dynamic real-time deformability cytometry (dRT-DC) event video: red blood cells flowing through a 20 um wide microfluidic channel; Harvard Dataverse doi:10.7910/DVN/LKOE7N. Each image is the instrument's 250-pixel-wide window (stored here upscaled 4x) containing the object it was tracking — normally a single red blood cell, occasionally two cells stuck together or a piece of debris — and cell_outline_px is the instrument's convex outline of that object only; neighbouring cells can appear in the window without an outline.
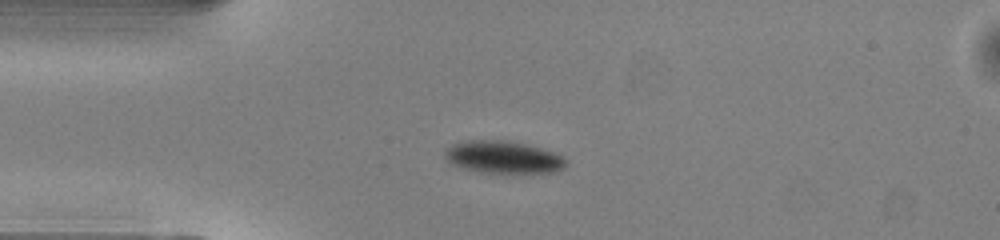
{"species": "common noctule bat (a hibernating species)", "species_latin": "Nyctalus noctula", "temperature_condition": "warm", "stored_images_in_passage": 39, "camera_frame_rate_fps": 3000, "um_per_image_px": 0.085, "animal": {"sex": "male", "body_mass_g": 13.0, "forearm_length_mm": 53.1}, "frame": {"image": 1, "passage_image": 1, "time_ms": 0.0, "image_size_px": [1000, 240], "cell_outline_px": [[568, 164], [564, 168], [556, 172], [476, 172], [464, 168], [448, 160], [444, 156], [444, 152], [452, 144], [468, 140], [512, 140], [540, 148], [552, 152], [568, 160]], "centroid_in_image_um": [42.8, 13.35], "position_along_channel_um": 42.2, "area_um2": 22.66}}
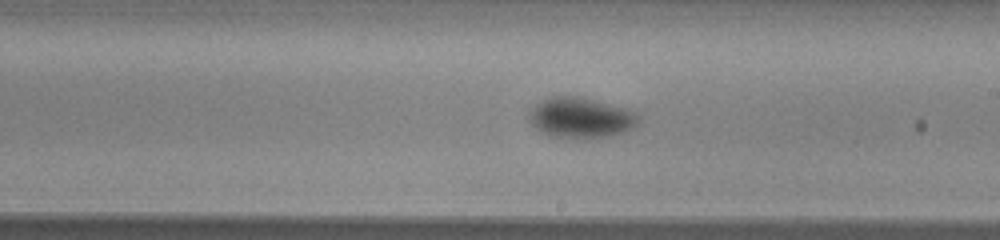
{"frame": {"image": 2, "passage_image": 17, "time_ms": 5.333, "image_size_px": [1000, 240], "cell_outline_px": [[636, 124], [632, 128], [624, 132], [608, 136], [548, 136], [540, 132], [528, 120], [536, 104], [548, 96], [576, 96], [628, 108], [636, 116]], "centroid_in_image_um": [49.33, 9.98], "position_along_channel_um": 239.7, "area_um2": 24.91}}
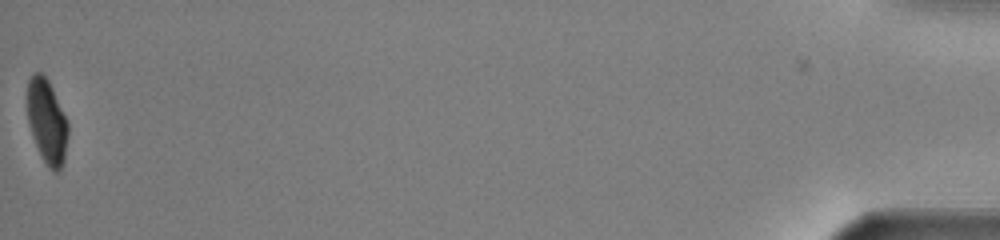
{"frame": {"image": 3, "passage_image": 39, "time_ms": 12.667, "image_size_px": [1000, 240], "cell_outline_px": [[68, 136], [64, 164], [56, 172], [52, 172], [48, 168], [40, 156], [32, 136], [28, 124], [28, 80], [36, 72], [40, 72], [48, 80], [52, 88], [68, 124]], "centroid_in_image_um": [3.99, 10.4], "position_along_channel_um": 431.2, "area_um2": 19.94}, "authors_computed_cell_mechanics": {"area_um2": 23.8714, "velocity_mm_per_s": 4.0849, "shape_relaxation_time_tau1_ms": 2.3538, "shape_relaxation_time_tau2_ms": null, "deformation_change_tau1": 0.1197, "deformation_change_tau2": null}}